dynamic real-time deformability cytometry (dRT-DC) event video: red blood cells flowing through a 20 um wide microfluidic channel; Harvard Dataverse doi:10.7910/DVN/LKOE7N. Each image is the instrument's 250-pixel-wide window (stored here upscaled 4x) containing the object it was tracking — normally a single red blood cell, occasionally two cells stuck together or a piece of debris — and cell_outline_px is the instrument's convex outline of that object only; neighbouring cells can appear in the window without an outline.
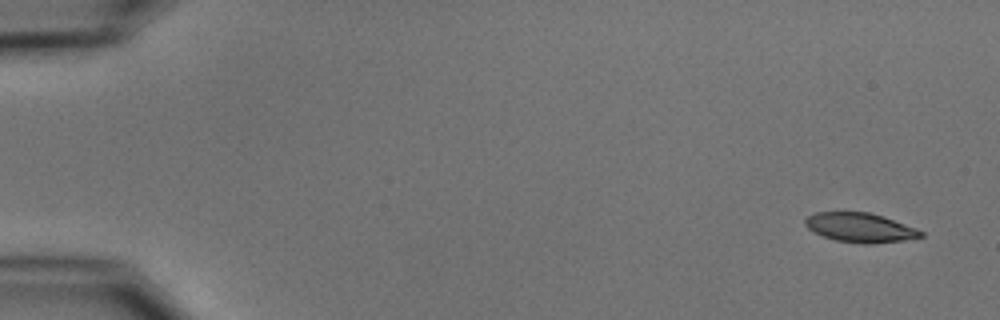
{"species": "common noctule bat (a hibernating species)", "species_latin": "Nyctalus noctula", "temperature_condition": "cold", "stored_images_in_passage": 5, "segment_of_instrument_passage": [1, 2], "camera_frame_rate_fps": 3000, "um_per_image_px": 0.085, "animal": {"sex": "male", "body_mass_g": 15.6}, "frame": {"image": 1, "passage_image": 1, "time_ms": 0.0, "image_size_px": [1000, 320], "cell_outline_px": [[924, 236], [904, 240], [868, 244], [864, 244], [836, 240], [824, 236], [808, 228], [804, 224], [804, 220], [808, 216], [816, 212], [868, 212], [884, 216], [916, 228], [924, 232]], "centroid_in_image_um": [73.13, 19.34], "position_along_channel_um": 11.9, "area_um2": 19.65}}